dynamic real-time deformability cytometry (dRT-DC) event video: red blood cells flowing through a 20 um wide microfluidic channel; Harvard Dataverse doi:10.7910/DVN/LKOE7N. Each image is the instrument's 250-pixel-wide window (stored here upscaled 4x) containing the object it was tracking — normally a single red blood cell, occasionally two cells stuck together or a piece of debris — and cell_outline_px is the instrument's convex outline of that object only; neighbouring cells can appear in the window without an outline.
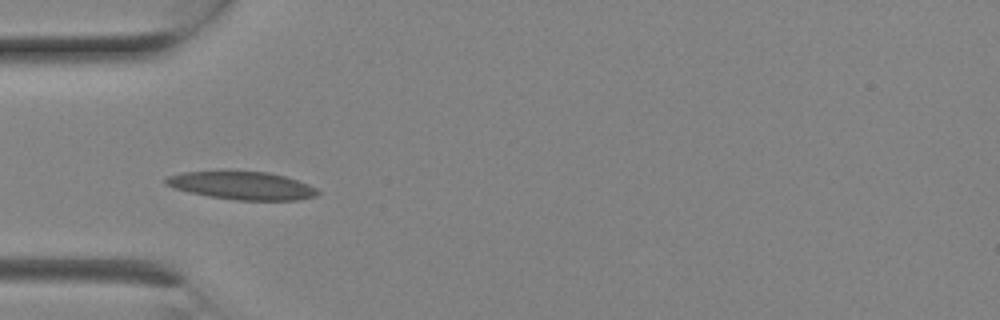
{"species": "Egyptian fruit bat (a non-hibernating species)", "species_latin": "Rousettus aegyptiacus", "temperature_condition": "room temperature", "stored_images_in_passage": 8, "camera_frame_rate_fps": 3000, "um_per_image_px": 0.085, "animal": {"sex": "female"}, "frame": {"image": 1, "passage_image": 7, "time_ms": 2.0, "image_size_px": [1000, 320], "cell_outline_px": [[320, 192], [316, 196], [300, 200], [236, 200], [208, 196], [188, 192], [164, 184], [164, 180], [168, 176], [184, 172], [268, 172], [284, 176], [308, 184], [316, 188]], "centroid_in_image_um": [20.59, 15.79], "position_along_channel_um": 64.4, "area_um2": 24.45}}
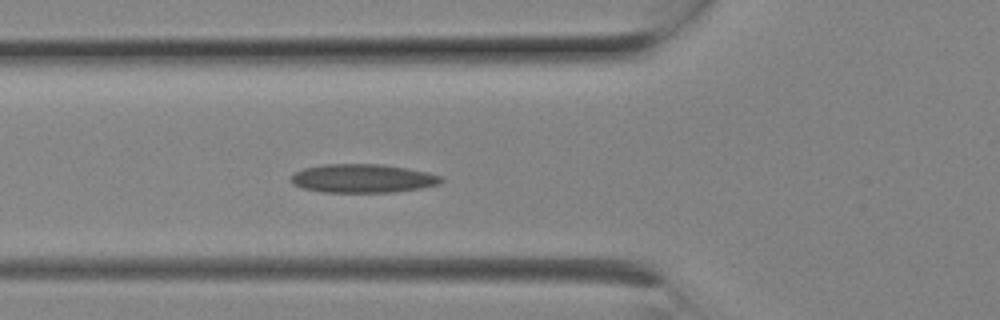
{"frame": {"image": 2, "passage_image": 8, "time_ms": 2.333, "image_size_px": [1000, 320], "cell_outline_px": [[444, 180], [440, 184], [420, 188], [392, 192], [324, 192], [304, 188], [292, 184], [292, 176], [296, 172], [304, 168], [324, 164], [380, 164], [408, 168], [428, 172], [440, 176]], "centroid_in_image_um": [30.86, 15.16], "position_along_channel_um": 94.9, "area_um2": 24.91}}